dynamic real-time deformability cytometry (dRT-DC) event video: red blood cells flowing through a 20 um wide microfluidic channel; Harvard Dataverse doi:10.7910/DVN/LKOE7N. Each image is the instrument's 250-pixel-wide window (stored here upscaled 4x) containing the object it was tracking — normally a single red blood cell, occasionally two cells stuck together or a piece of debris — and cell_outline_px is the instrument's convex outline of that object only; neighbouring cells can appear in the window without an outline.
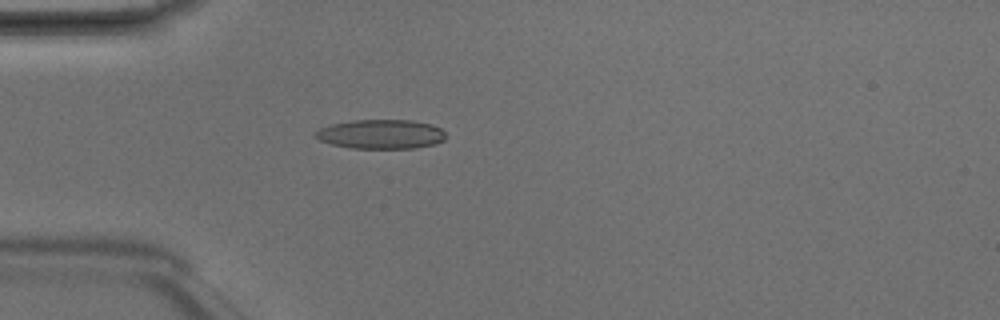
{"species": "Egyptian fruit bat (a non-hibernating species)", "species_latin": "Rousettus aegyptiacus", "temperature_condition": "room temperature", "stored_images_in_passage": 4, "camera_frame_rate_fps": 3000, "um_per_image_px": 0.085, "animal": {"sex": "male"}, "frame": {"image": 1, "passage_image": 4, "time_ms": 1.0, "image_size_px": [1000, 320], "cell_outline_px": [[444, 140], [436, 144], [416, 148], [352, 148], [332, 144], [320, 140], [312, 136], [320, 128], [332, 124], [352, 120], [412, 120], [432, 124], [440, 128], [444, 132]], "centroid_in_image_um": [32.39, 11.4], "position_along_channel_um": 52.6, "area_um2": 22.25}}